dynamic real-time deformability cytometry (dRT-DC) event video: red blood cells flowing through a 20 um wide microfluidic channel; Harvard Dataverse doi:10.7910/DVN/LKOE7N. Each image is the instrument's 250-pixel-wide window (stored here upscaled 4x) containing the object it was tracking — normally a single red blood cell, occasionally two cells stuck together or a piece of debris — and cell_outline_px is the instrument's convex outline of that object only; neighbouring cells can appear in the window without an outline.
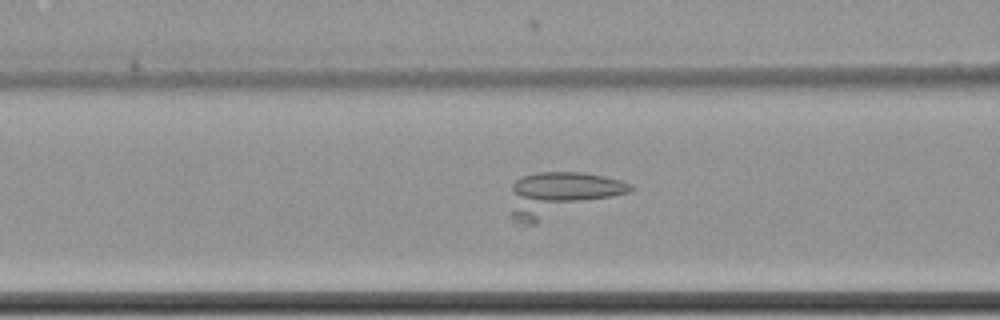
{"species": "common noctule bat (a hibernating species)", "species_latin": "Nyctalus noctula", "temperature_condition": "cold", "stored_images_in_passage": 52, "camera_frame_rate_fps": 3000, "um_per_image_px": 0.085, "animal": {"sex": "female", "body_mass_g": 22.7, "forearm_length_mm": 54.2}, "frame": {"image": 1, "passage_image": 16, "time_ms": 5.0, "image_size_px": [1000, 320], "cell_outline_px": [[636, 188], [632, 192], [532, 224], [524, 224], [512, 220], [508, 216], [512, 184], [516, 180], [524, 176], [536, 172], [584, 172], [604, 176], [620, 180], [632, 184]], "centroid_in_image_um": [47.63, 16.51], "position_along_channel_um": 119.0, "area_um2": 31.33}}
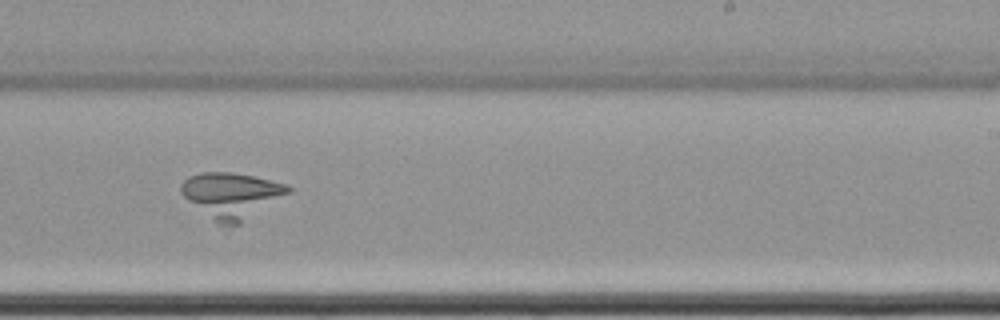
{"frame": {"image": 2, "passage_image": 29, "time_ms": 9.333, "image_size_px": [1000, 320], "cell_outline_px": [[292, 192], [240, 224], [216, 224], [188, 200], [180, 192], [180, 184], [188, 176], [200, 172], [232, 172], [252, 176], [288, 184], [292, 188]], "centroid_in_image_um": [19.69, 16.59], "position_along_channel_um": 269.3, "area_um2": 28.61}}
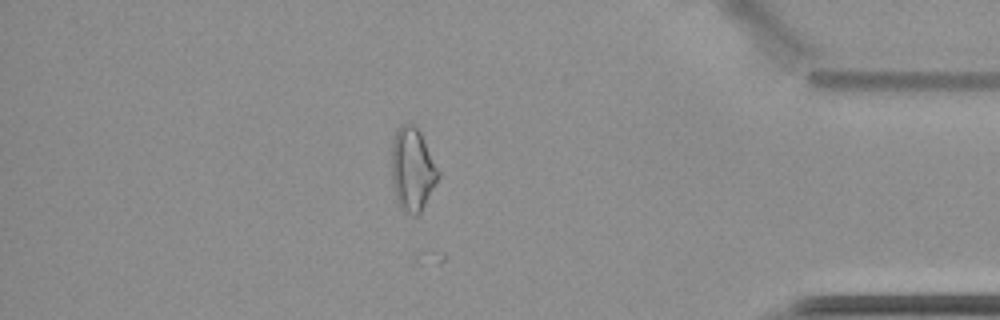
{"frame": {"image": 3, "passage_image": 43, "time_ms": 14.0, "image_size_px": [1000, 320], "cell_outline_px": [[440, 176], [420, 212], [416, 216], [400, 208], [396, 200], [392, 180], [392, 136], [400, 124], [412, 124], [420, 132], [440, 172]], "centroid_in_image_um": [35.04, 14.38], "position_along_channel_um": 400.2, "area_um2": 22.48}}